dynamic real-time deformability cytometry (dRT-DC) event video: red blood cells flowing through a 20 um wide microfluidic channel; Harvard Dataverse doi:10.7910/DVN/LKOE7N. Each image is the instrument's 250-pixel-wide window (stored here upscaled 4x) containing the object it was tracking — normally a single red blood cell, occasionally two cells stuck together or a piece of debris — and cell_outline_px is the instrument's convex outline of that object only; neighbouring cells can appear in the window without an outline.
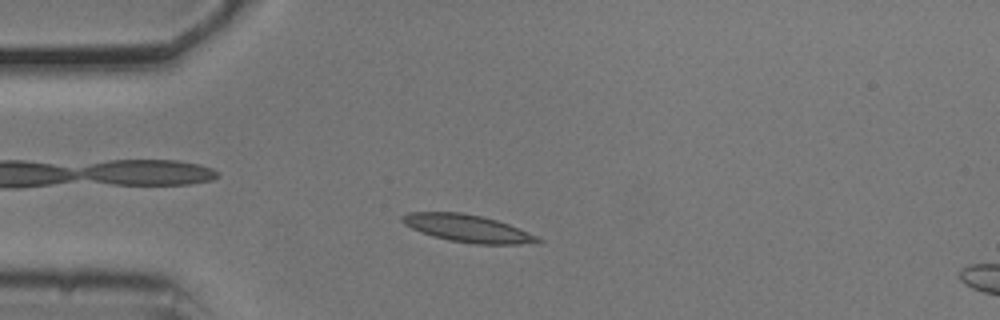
{"species": "common noctule bat (a hibernating species)", "species_latin": "Nyctalus noctula", "temperature_condition": "cold", "stored_images_in_passage": 10, "camera_frame_rate_fps": 3000, "um_per_image_px": 0.085, "animal": {"sex": "male", "body_mass_g": 20.5, "forearm_length_mm": 52.5}, "frame": {"image": 1, "passage_image": 4, "time_ms": 1.0, "image_size_px": [1000, 320], "cell_outline_px": [[544, 240], [540, 244], [476, 244], [448, 240], [432, 236], [420, 232], [404, 224], [400, 220], [400, 216], [408, 212], [460, 212], [480, 216], [496, 220], [508, 224], [528, 232]], "centroid_in_image_um": [39.75, 19.42], "position_along_channel_um": 45.3, "area_um2": 21.73}}
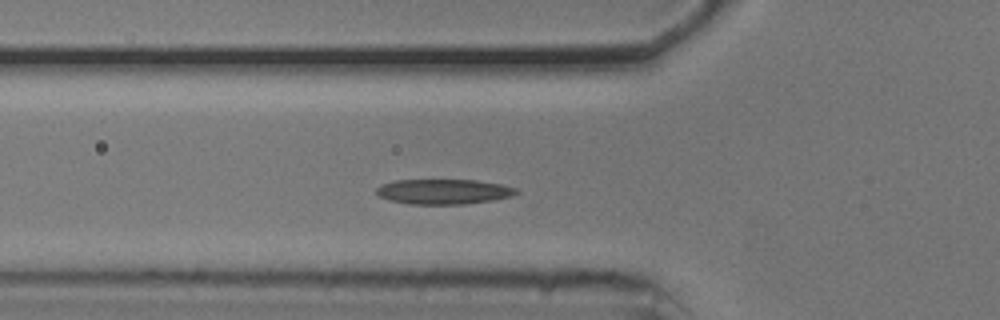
{"frame": {"image": 2, "passage_image": 9, "time_ms": 2.667, "image_size_px": [1000, 320], "cell_outline_px": [[520, 192], [512, 196], [496, 200], [464, 204], [412, 204], [388, 200], [380, 196], [376, 192], [376, 188], [380, 184], [396, 180], [476, 180], [500, 184], [516, 188]], "centroid_in_image_um": [37.72, 16.29], "position_along_channel_um": 88.1, "area_um2": 20.52}}